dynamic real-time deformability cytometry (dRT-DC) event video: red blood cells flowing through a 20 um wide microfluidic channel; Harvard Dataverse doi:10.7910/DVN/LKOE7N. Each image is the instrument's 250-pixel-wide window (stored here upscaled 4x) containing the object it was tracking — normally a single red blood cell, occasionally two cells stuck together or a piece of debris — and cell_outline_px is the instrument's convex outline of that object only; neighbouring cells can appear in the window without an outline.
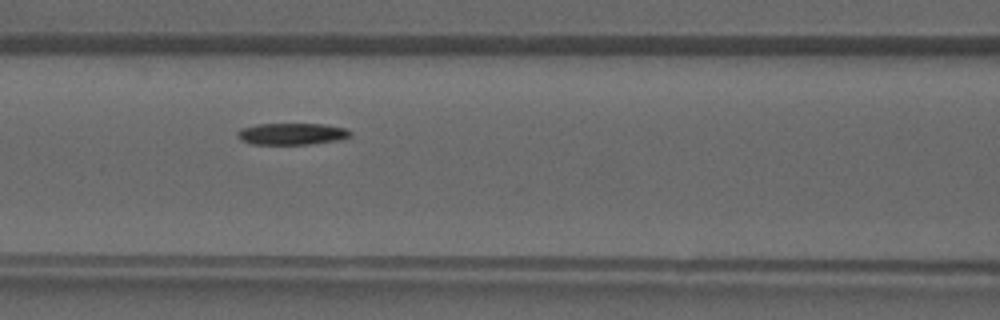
{"species": "common noctule bat (a hibernating species)", "species_latin": "Nyctalus noctula", "temperature_condition": "warm", "stored_images_in_passage": 32, "camera_frame_rate_fps": 3000, "um_per_image_px": 0.085, "animal": {"sex": "male", "forearm_length_mm": 52.5}, "frame": {"image": 1, "passage_image": 9, "time_ms": 2.667, "image_size_px": [1000, 320], "cell_outline_px": [[352, 136], [344, 140], [308, 144], [252, 144], [240, 140], [236, 136], [236, 132], [240, 128], [256, 124], [324, 124], [348, 128], [352, 132]], "centroid_in_image_um": [24.85, 11.38], "position_along_channel_um": 141.8, "area_um2": 14.62}}
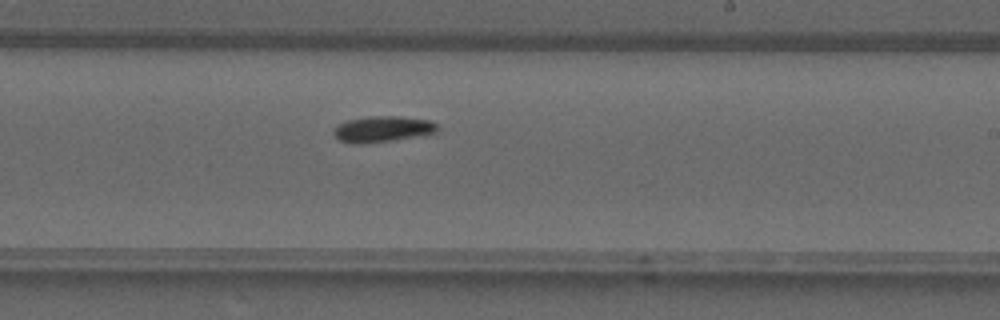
{"frame": {"image": 2, "passage_image": 16, "time_ms": 5.0, "image_size_px": [1000, 320], "cell_outline_px": [[440, 128], [436, 132], [392, 140], [368, 144], [352, 144], [340, 140], [332, 132], [340, 124], [348, 120], [368, 116], [400, 116], [428, 120], [436, 124]], "centroid_in_image_um": [32.5, 10.97], "position_along_channel_um": 256.5, "area_um2": 15.55}}
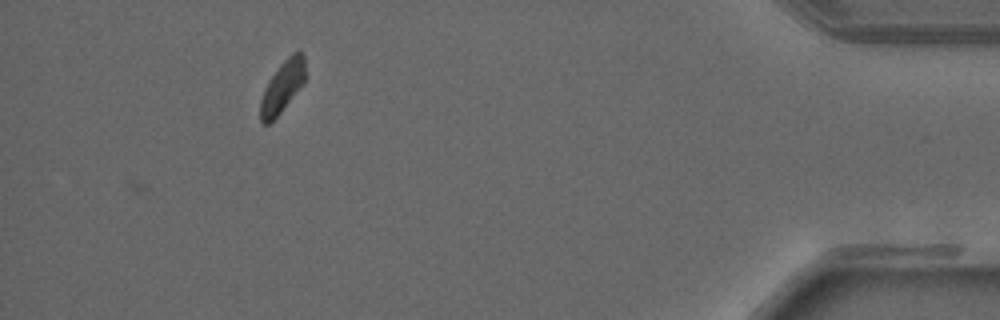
{"frame": {"image": 3, "passage_image": 29, "time_ms": 9.333, "image_size_px": [1000, 320], "cell_outline_px": [[304, 84], [280, 112], [268, 124], [264, 124], [260, 120], [260, 100], [264, 88], [268, 80], [280, 64], [292, 52], [300, 48], [304, 52]], "centroid_in_image_um": [24.01, 7.32], "position_along_channel_um": 411.2, "area_um2": 13.58}}